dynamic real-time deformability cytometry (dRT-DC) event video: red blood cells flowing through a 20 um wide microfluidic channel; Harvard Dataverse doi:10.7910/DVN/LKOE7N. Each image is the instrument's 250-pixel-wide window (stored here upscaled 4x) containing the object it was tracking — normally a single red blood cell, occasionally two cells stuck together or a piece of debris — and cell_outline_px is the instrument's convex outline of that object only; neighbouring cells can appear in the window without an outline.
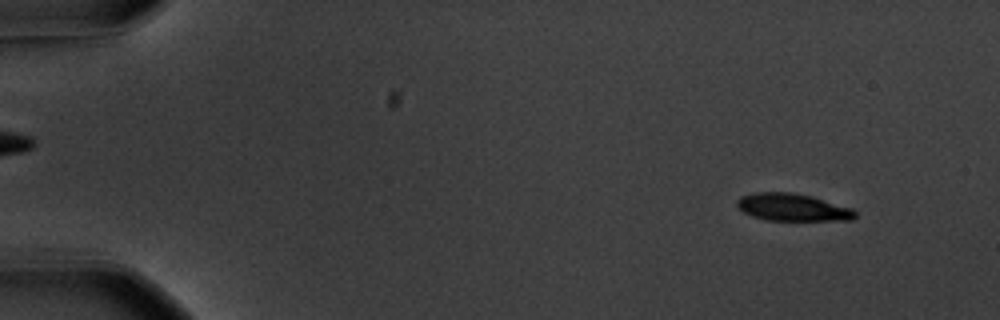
{"species": "common noctule bat (a hibernating species)", "species_latin": "Nyctalus noctula", "temperature_condition": "warm", "stored_images_in_passage": 55, "camera_frame_rate_fps": 3000, "um_per_image_px": 0.085, "animal": {"sex": "male", "body_mass_g": 20.1, "forearm_length_mm": 53.5}, "frame": {"image": 1, "passage_image": 4, "time_ms": 1.0, "image_size_px": [1000, 320], "cell_outline_px": [[856, 216], [852, 220], [764, 220], [752, 216], [744, 212], [736, 204], [736, 200], [740, 196], [752, 192], [788, 192], [808, 196], [852, 208], [856, 212]], "centroid_in_image_um": [67.32, 17.62], "position_along_channel_um": 17.7, "area_um2": 18.67}}
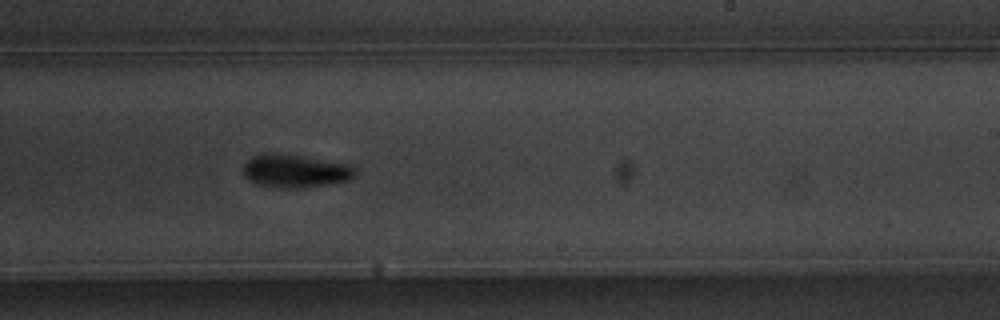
{"frame": {"image": 2, "passage_image": 34, "time_ms": 11.0, "image_size_px": [1000, 320], "cell_outline_px": [[356, 172], [348, 180], [328, 184], [304, 188], [280, 188], [256, 184], [248, 180], [244, 176], [244, 164], [252, 156], [272, 152], [276, 152], [352, 164], [356, 168]], "centroid_in_image_um": [25.09, 14.53], "position_along_channel_um": 263.9, "area_um2": 21.79}}
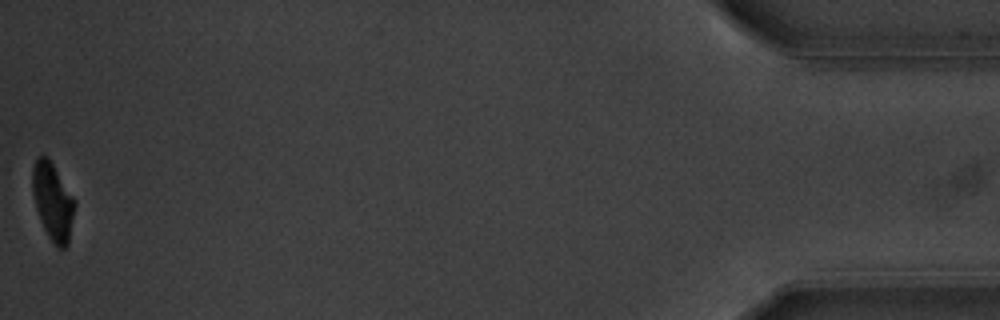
{"frame": {"image": 3, "passage_image": 55, "time_ms": 18.0, "image_size_px": [1000, 320], "cell_outline_px": [[76, 204], [68, 244], [64, 248], [56, 248], [48, 236], [40, 220], [36, 208], [32, 192], [32, 168], [36, 156], [48, 156], [76, 200]], "centroid_in_image_um": [4.49, 17.11], "position_along_channel_um": 430.7, "area_um2": 19.31}, "authors_computed_cell_mechanics": {"area_um2": 20.4612, "velocity_mm_per_s": 3.6298, "shape_relaxation_time_tau1_ms": 2.8053, "shape_relaxation_time_tau2_ms": 7.4558, "deformation_change_tau1": 0.1545, "deformation_change_tau2": 0.1127}}